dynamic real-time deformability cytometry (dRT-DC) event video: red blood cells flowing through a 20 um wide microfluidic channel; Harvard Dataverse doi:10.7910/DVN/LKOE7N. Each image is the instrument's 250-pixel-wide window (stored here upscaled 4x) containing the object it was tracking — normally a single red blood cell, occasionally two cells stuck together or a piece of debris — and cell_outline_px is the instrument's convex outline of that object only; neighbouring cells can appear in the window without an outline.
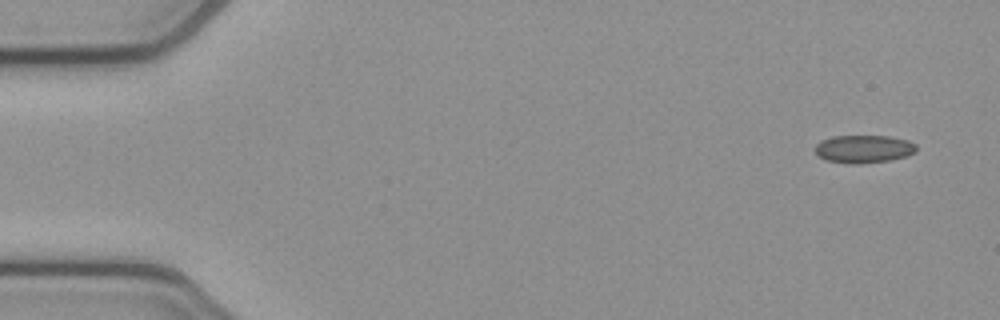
{"species": "common noctule bat (a hibernating species)", "species_latin": "Nyctalus noctula", "temperature_condition": "cold", "stored_images_in_passage": 8, "camera_frame_rate_fps": 3000, "um_per_image_px": 0.085, "animal": {"sex": "female", "body_mass_g": 21.9}, "frame": {"image": 1, "passage_image": 1, "time_ms": 0.0, "image_size_px": [1000, 320], "cell_outline_px": [[916, 152], [908, 156], [892, 160], [860, 164], [852, 164], [828, 160], [820, 156], [816, 152], [816, 144], [820, 140], [832, 136], [888, 136], [908, 140], [916, 144]], "centroid_in_image_um": [73.46, 12.66], "position_along_channel_um": 11.5, "area_um2": 16.53}}
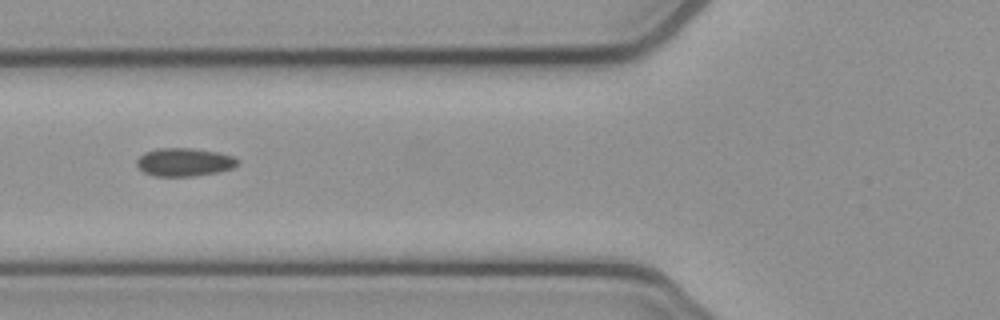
{"frame": {"image": 2, "passage_image": 5, "time_ms": 1.333, "image_size_px": [1000, 320], "cell_outline_px": [[240, 164], [232, 168], [216, 172], [196, 176], [156, 176], [144, 172], [136, 164], [136, 160], [144, 152], [156, 148], [192, 148], [216, 152], [232, 156], [240, 160]], "centroid_in_image_um": [15.67, 13.77], "position_along_channel_um": 110.1, "area_um2": 16.59}}
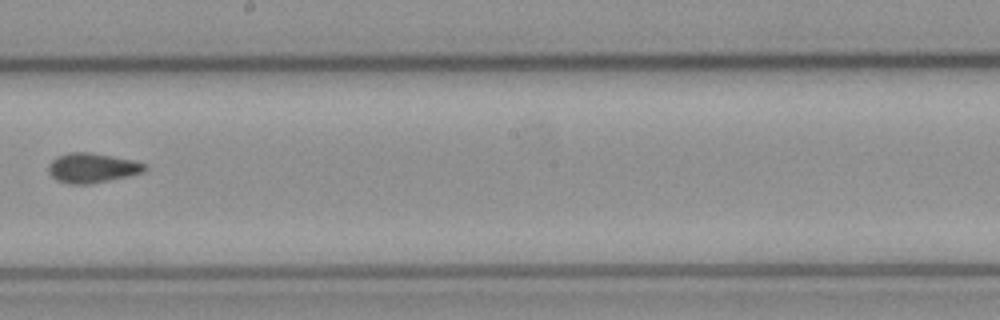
{"frame": {"image": 3, "passage_image": 8, "time_ms": 2.333, "image_size_px": [1000, 320], "cell_outline_px": [[148, 168], [144, 172], [128, 176], [88, 184], [68, 184], [56, 180], [48, 172], [48, 164], [56, 156], [68, 152], [88, 152], [132, 160], [144, 164]], "centroid_in_image_um": [7.79, 14.27], "position_along_channel_um": 240.4, "area_um2": 16.59}}